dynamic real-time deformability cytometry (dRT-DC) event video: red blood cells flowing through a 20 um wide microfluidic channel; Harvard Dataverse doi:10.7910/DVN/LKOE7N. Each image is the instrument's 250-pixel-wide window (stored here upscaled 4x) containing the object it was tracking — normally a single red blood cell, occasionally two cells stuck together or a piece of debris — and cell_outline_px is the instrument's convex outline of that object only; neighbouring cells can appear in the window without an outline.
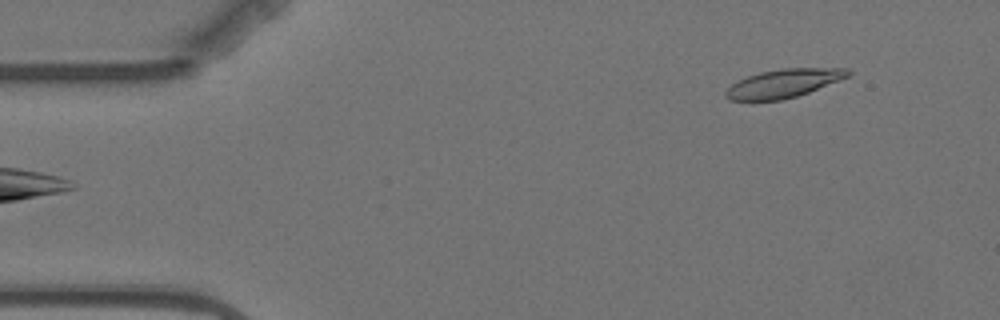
{"species": "Egyptian fruit bat (a non-hibernating species)", "species_latin": "Rousettus aegyptiacus", "temperature_condition": "warm", "stored_images_in_passage": 5, "camera_frame_rate_fps": 3000, "um_per_image_px": 0.085, "animal": {"sex": "female"}, "frame": {"image": 1, "passage_image": 5, "time_ms": 5.667, "image_size_px": [1000, 320], "cell_outline_px": [[852, 72], [848, 76], [808, 92], [796, 96], [780, 100], [728, 100], [724, 96], [724, 92], [736, 80], [760, 72], [784, 68], [848, 68]], "centroid_in_image_um": [66.56, 7.08], "position_along_channel_um": 18.4, "area_um2": 20.06}}